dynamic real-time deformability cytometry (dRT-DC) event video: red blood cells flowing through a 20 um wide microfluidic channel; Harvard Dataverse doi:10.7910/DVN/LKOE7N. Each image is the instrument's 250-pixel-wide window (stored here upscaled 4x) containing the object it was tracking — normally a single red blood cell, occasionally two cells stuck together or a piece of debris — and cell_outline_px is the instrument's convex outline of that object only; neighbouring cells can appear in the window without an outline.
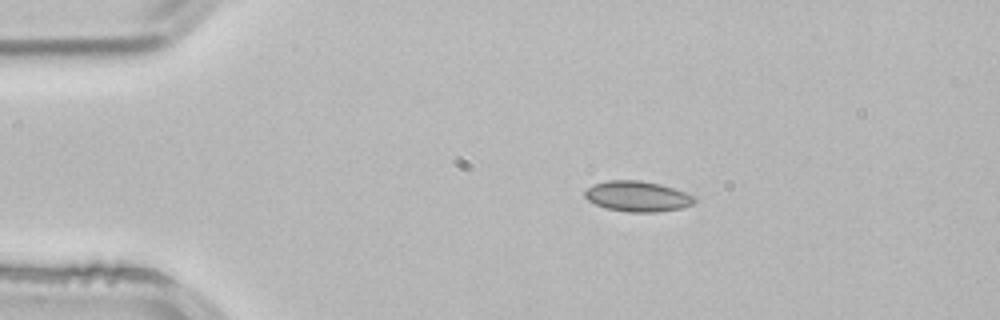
{"species": "common noctule bat (a hibernating species)", "species_latin": "Nyctalus noctula", "temperature_condition": "room temperature", "stored_images_in_passage": 2, "camera_frame_rate_fps": 3000, "um_per_image_px": 0.085, "animal": {"sex": "male", "body_mass_g": 21.5, "forearm_length_mm": 52.0}, "frame": {"image": 1, "passage_image": 1, "time_ms": 0.0, "image_size_px": [1000, 320], "cell_outline_px": [[696, 200], [692, 204], [680, 208], [656, 212], [628, 212], [608, 208], [596, 204], [588, 200], [584, 196], [584, 192], [592, 184], [608, 180], [640, 180], [660, 184], [696, 196]], "centroid_in_image_um": [54.17, 16.68], "position_along_channel_um": 30.8, "area_um2": 19.36}}